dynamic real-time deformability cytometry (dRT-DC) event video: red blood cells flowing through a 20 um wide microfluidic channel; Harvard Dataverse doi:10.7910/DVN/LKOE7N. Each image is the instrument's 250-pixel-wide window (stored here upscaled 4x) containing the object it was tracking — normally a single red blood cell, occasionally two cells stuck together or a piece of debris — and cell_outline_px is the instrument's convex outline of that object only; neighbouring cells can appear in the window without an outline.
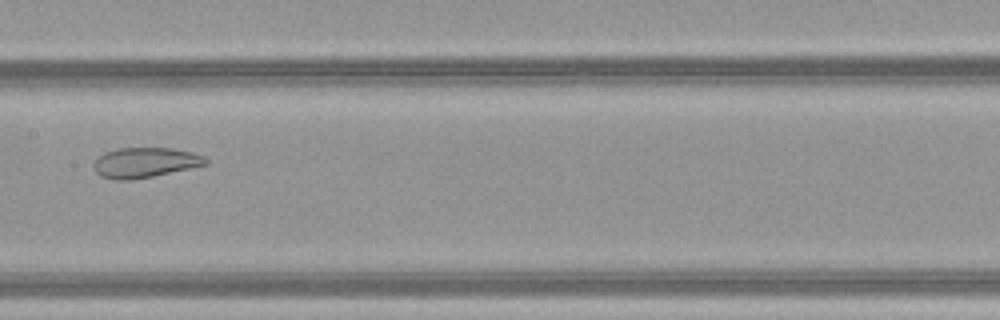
{"species": "common noctule bat (a hibernating species)", "species_latin": "Nyctalus noctula", "temperature_condition": "warm", "stored_images_in_passage": 41, "camera_frame_rate_fps": 3000, "um_per_image_px": 0.085, "animal": {"sex": "female", "body_mass_g": 21.9}, "frame": {"image": 1, "passage_image": 18, "time_ms": 5.667, "image_size_px": [1000, 320], "cell_outline_px": [[208, 164], [152, 176], [132, 180], [116, 180], [100, 176], [96, 172], [92, 164], [104, 152], [120, 148], [172, 148], [192, 152], [204, 156], [208, 160]], "centroid_in_image_um": [12.31, 13.81], "position_along_channel_um": 195.1, "area_um2": 19.54}}
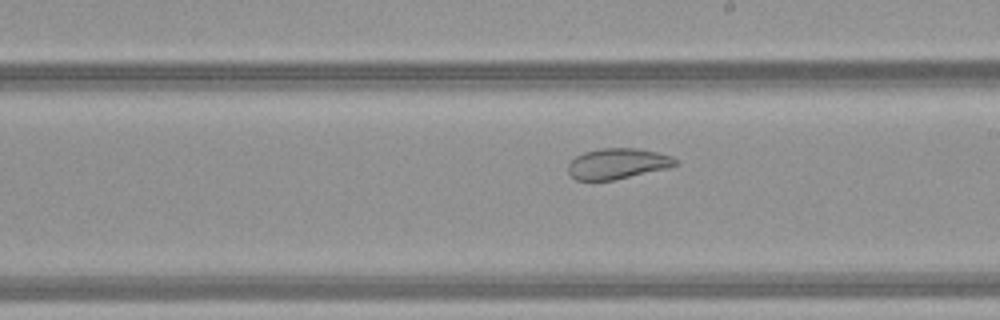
{"frame": {"image": 2, "passage_image": 21, "time_ms": 6.667, "image_size_px": [1000, 320], "cell_outline_px": [[680, 164], [668, 168], [612, 180], [576, 180], [568, 172], [568, 164], [576, 156], [584, 152], [600, 148], [636, 148], [656, 152], [672, 156], [680, 160]], "centroid_in_image_um": [52.52, 13.9], "position_along_channel_um": 236.5, "area_um2": 19.19}}
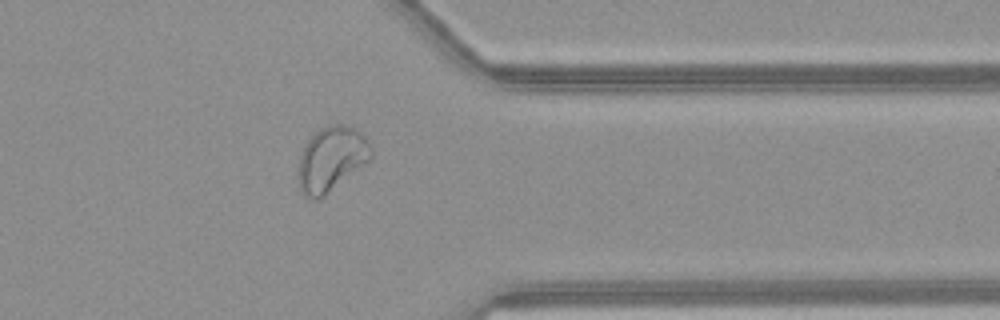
{"frame": {"image": 3, "passage_image": 32, "time_ms": 10.333, "image_size_px": [1000, 320], "cell_outline_px": [[372, 156], [368, 160], [320, 200], [308, 200], [300, 192], [296, 176], [300, 156], [308, 140], [320, 128], [328, 124], [344, 124], [360, 132], [368, 140], [372, 148]], "centroid_in_image_um": [28.11, 13.55], "position_along_channel_um": 383.3, "area_um2": 27.57}, "authors_computed_cell_mechanics": {"area_um2": 26.3568, "velocity_mm_per_s": 4.18, "shape_relaxation_time_tau1_ms": null, "shape_relaxation_time_tau2_ms": 1.7732, "deformation_change_tau1": null, "deformation_change_tau2": 0.0761}}